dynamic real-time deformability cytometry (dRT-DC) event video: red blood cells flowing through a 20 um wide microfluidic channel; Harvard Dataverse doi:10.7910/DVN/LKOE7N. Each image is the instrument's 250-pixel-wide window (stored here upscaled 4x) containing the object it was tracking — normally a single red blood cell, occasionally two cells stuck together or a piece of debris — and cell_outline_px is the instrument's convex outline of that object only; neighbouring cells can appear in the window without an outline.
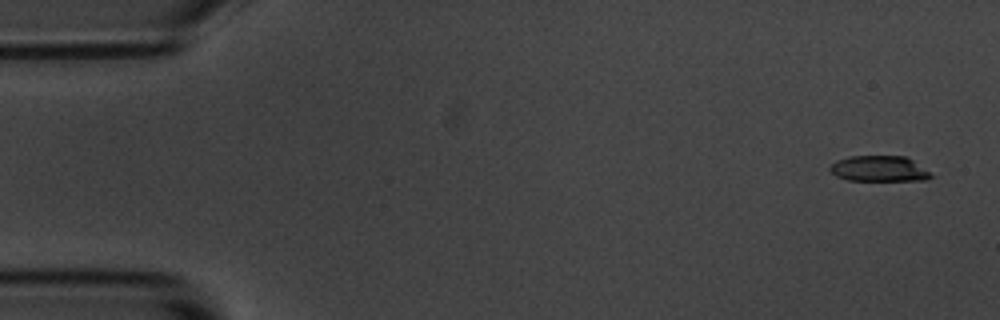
{"species": "common noctule bat (a hibernating species)", "species_latin": "Nyctalus noctula", "temperature_condition": "room temperature", "stored_images_in_passage": 5, "camera_frame_rate_fps": 3000, "um_per_image_px": 0.085, "animal": {"sex": "male", "body_mass_g": 20.1, "forearm_length_mm": 53.5}, "frame": {"image": 1, "passage_image": 1, "time_ms": 0.0, "image_size_px": [1000, 320], "cell_outline_px": [[936, 176], [924, 180], [848, 180], [836, 176], [828, 168], [836, 160], [848, 156], [904, 156], [912, 160]], "centroid_in_image_um": [74.73, 14.34], "position_along_channel_um": 10.3, "area_um2": 15.09}}
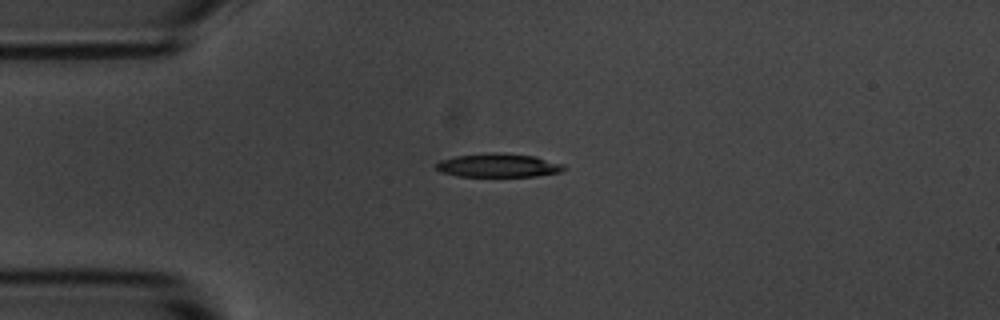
{"frame": {"image": 2, "passage_image": 4, "time_ms": 3.667, "image_size_px": [1000, 320], "cell_outline_px": [[568, 168], [560, 172], [536, 176], [456, 176], [440, 172], [436, 168], [436, 164], [440, 160], [456, 156], [488, 152], [496, 152], [536, 156], [564, 164]], "centroid_in_image_um": [42.38, 14.05], "position_along_channel_um": 42.6, "area_um2": 17.74}}